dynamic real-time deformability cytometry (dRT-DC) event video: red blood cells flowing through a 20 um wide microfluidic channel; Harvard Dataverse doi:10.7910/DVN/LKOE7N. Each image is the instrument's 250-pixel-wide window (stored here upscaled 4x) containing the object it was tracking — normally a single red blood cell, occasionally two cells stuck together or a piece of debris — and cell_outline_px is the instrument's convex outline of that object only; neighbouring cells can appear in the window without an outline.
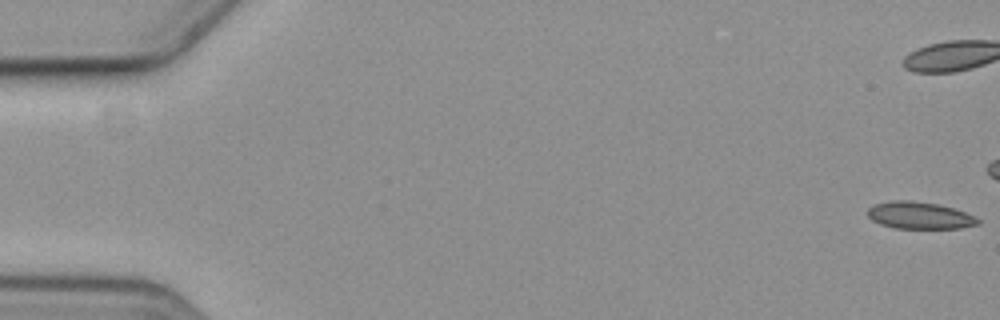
{"species": "common noctule bat (a hibernating species)", "species_latin": "Nyctalus noctula", "temperature_condition": "cold", "stored_images_in_passage": 6, "camera_frame_rate_fps": 3000, "um_per_image_px": 0.085, "animal": {"sex": "female", "body_mass_g": 19.3, "forearm_length_mm": 54.1}, "frame": {"image": 1, "passage_image": 1, "time_ms": 0.0, "image_size_px": [1000, 320], "cell_outline_px": [[980, 224], [960, 228], [896, 228], [880, 224], [872, 220], [868, 216], [868, 208], [876, 204], [896, 200], [900, 200], [936, 204], [952, 208], [964, 212], [980, 220]], "centroid_in_image_um": [78.15, 18.33], "position_along_channel_um": 6.8, "area_um2": 16.94}}